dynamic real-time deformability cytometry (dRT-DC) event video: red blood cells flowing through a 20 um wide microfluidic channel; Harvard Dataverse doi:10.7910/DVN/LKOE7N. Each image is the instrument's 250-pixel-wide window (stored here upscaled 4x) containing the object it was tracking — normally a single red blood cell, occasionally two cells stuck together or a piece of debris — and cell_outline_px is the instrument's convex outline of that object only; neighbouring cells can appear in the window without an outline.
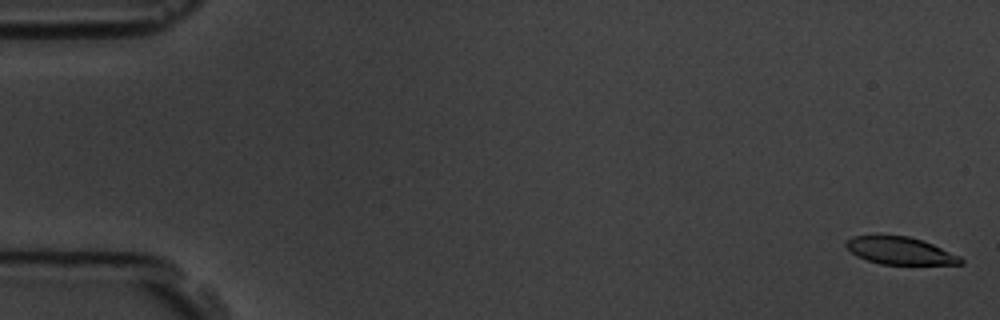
{"species": "common noctule bat (a hibernating species)", "species_latin": "Nyctalus noctula", "temperature_condition": "room temperature", "stored_images_in_passage": 8, "camera_frame_rate_fps": 3000, "um_per_image_px": 0.085, "animal": {"sex": "male", "body_mass_g": 19.5, "forearm_length_mm": 54.6}, "frame": {"image": 1, "passage_image": 1, "time_ms": 0.0, "image_size_px": [1000, 320], "cell_outline_px": [[964, 264], [880, 264], [856, 256], [844, 244], [852, 236], [908, 236], [932, 244], [960, 256], [964, 260]], "centroid_in_image_um": [76.52, 21.32], "position_along_channel_um": 8.5, "area_um2": 17.98}}
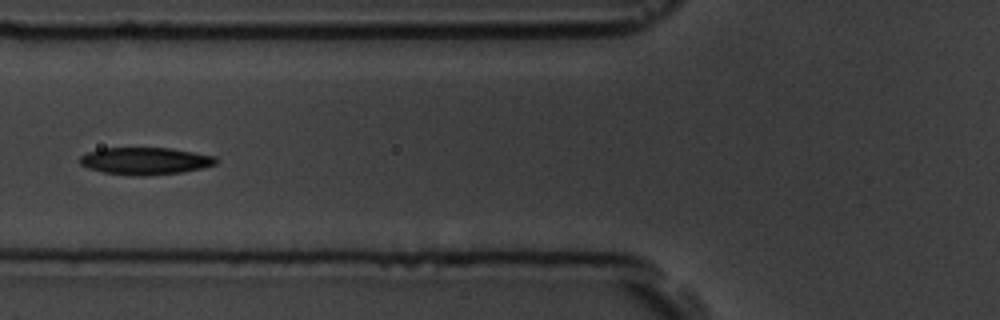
{"frame": {"image": 2, "passage_image": 7, "time_ms": 7.0, "image_size_px": [1000, 320], "cell_outline_px": [[216, 164], [204, 168], [184, 172], [144, 176], [132, 176], [104, 172], [88, 168], [80, 164], [80, 156], [88, 152], [100, 148], [172, 148], [216, 156]], "centroid_in_image_um": [12.36, 13.68], "position_along_channel_um": 113.4, "area_um2": 21.73}}
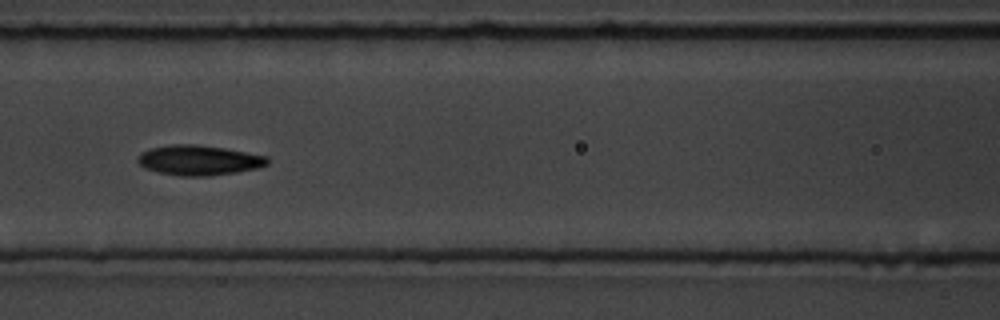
{"frame": {"image": 3, "passage_image": 8, "time_ms": 8.0, "image_size_px": [1000, 320], "cell_outline_px": [[268, 164], [256, 168], [236, 172], [212, 176], [180, 176], [160, 172], [144, 168], [136, 160], [140, 152], [152, 148], [172, 144], [196, 144], [224, 148], [268, 156]], "centroid_in_image_um": [16.89, 13.62], "position_along_channel_um": 149.7, "area_um2": 22.66}}